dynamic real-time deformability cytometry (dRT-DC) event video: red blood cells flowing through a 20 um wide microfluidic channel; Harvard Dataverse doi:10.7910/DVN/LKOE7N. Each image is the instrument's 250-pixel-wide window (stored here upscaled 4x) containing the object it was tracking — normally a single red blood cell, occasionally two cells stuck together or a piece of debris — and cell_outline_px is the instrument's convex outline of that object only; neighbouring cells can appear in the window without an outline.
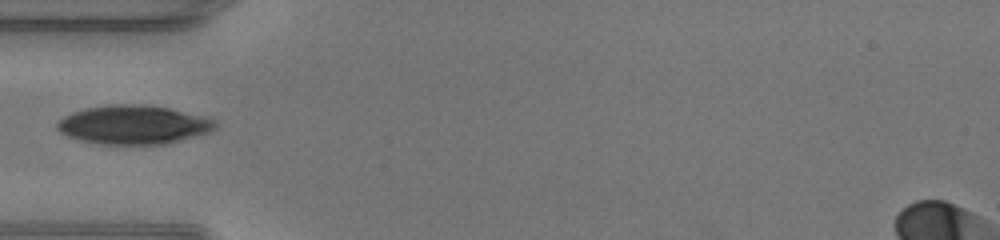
{"species": "human", "species_latin": "Homo sapiens", "temperature_condition": "warm", "stored_images_in_passage": 31, "camera_frame_rate_fps": 3000, "um_per_image_px": 0.085, "donor": {"sex": "male"}, "frame": {"image": 1, "passage_image": 1, "time_ms": 0.0, "image_size_px": [1000, 240], "cell_outline_px": [[220, 124], [216, 128], [208, 132], [196, 136], [168, 144], [96, 144], [80, 140], [68, 136], [60, 132], [56, 128], [56, 124], [64, 116], [72, 112], [88, 108], [112, 104], [132, 104], [168, 108], [204, 116], [216, 120]], "centroid_in_image_um": [11.37, 10.61], "position_along_channel_um": 73.6, "area_um2": 35.78}}